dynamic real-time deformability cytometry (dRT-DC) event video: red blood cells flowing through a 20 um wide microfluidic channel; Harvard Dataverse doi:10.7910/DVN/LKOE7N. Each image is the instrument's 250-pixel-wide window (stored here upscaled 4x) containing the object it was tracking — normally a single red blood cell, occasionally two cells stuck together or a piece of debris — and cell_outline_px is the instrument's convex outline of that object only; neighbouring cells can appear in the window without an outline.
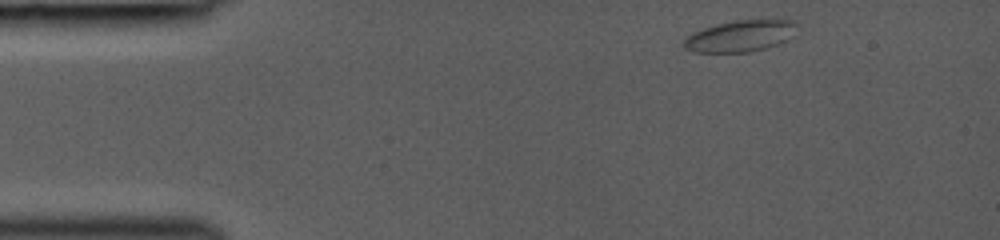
{"species": "common noctule bat (a hibernating species)", "species_latin": "Nyctalus noctula", "temperature_condition": "room temperature", "stored_images_in_passage": 13, "camera_frame_rate_fps": 3000, "um_per_image_px": 0.085, "animal": {"sex": "female", "body_mass_g": 19.0, "forearm_length_mm": 53.3}, "frame": {"image": 1, "passage_image": 1, "time_ms": 0.0, "image_size_px": [1000, 240], "cell_outline_px": [[796, 24], [788, 40], [752, 52], [692, 52], [684, 48], [684, 40], [692, 32], [716, 24], [736, 20], [792, 20]], "centroid_in_image_um": [62.87, 3.07], "position_along_channel_um": 22.1, "area_um2": 20.4}}
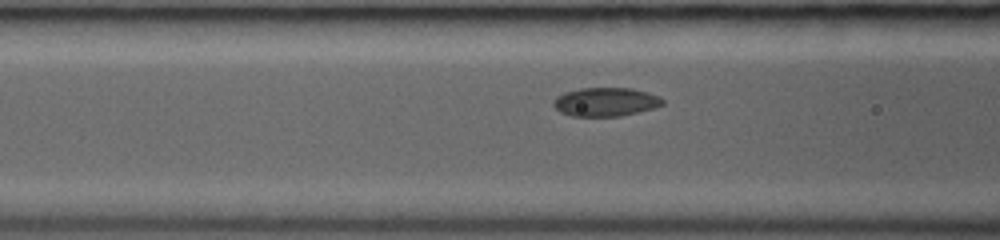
{"frame": {"image": 2, "passage_image": 10, "time_ms": 4.0, "image_size_px": [1000, 240], "cell_outline_px": [[664, 104], [652, 108], [620, 116], [572, 116], [560, 112], [552, 104], [552, 100], [556, 96], [564, 92], [580, 88], [632, 88], [648, 92], [660, 96], [664, 100]], "centroid_in_image_um": [51.45, 8.65], "position_along_channel_um": 115.1, "area_um2": 18.32}}
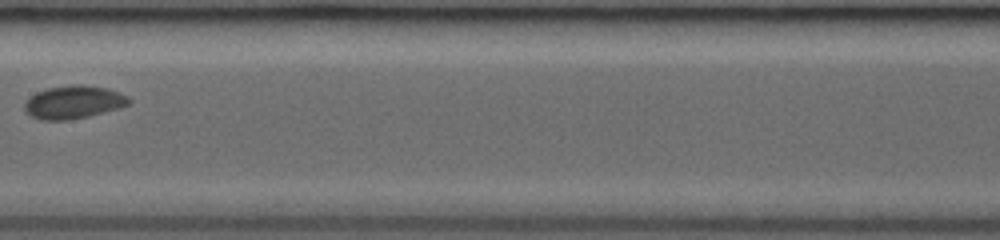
{"frame": {"image": 3, "passage_image": 13, "time_ms": 6.0, "image_size_px": [1000, 240], "cell_outline_px": [[132, 100], [128, 104], [120, 108], [88, 116], [68, 120], [44, 120], [32, 116], [24, 108], [24, 104], [36, 92], [48, 88], [72, 84], [80, 84], [108, 88], [120, 92], [128, 96]], "centroid_in_image_um": [6.3, 8.67], "position_along_channel_um": 201.1, "area_um2": 20.0}}